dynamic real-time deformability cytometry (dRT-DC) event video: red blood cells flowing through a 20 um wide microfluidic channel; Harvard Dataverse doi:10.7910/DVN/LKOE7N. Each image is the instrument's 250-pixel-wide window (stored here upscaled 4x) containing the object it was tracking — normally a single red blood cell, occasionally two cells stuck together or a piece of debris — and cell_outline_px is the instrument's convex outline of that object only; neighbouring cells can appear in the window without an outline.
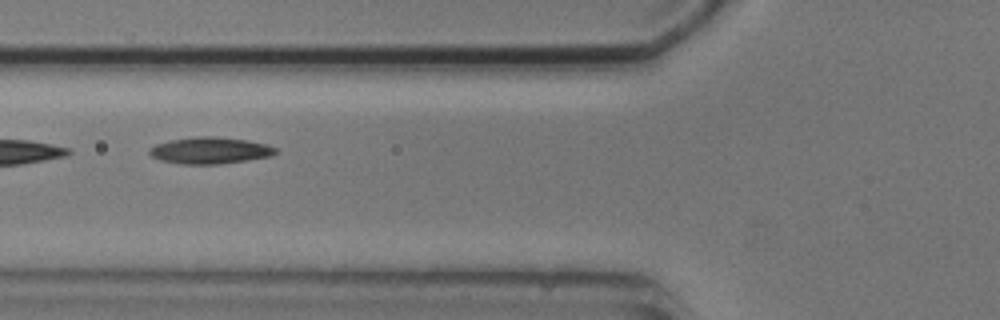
{"species": "common noctule bat (a hibernating species)", "species_latin": "Nyctalus noctula", "temperature_condition": "cold", "stored_images_in_passage": 2, "camera_frame_rate_fps": 3000, "um_per_image_px": 0.085, "animal": {"sex": "male", "body_mass_g": 20.5, "forearm_length_mm": 52.5}, "frame": {"image": 1, "passage_image": 2, "time_ms": 1.333, "image_size_px": [1000, 320], "cell_outline_px": [[280, 152], [272, 156], [220, 164], [180, 164], [160, 160], [152, 156], [148, 152], [148, 148], [156, 144], [172, 140], [196, 136], [216, 136], [248, 140], [268, 144], [276, 148]], "centroid_in_image_um": [17.88, 12.79], "position_along_channel_um": 107.9, "area_um2": 19.77}}